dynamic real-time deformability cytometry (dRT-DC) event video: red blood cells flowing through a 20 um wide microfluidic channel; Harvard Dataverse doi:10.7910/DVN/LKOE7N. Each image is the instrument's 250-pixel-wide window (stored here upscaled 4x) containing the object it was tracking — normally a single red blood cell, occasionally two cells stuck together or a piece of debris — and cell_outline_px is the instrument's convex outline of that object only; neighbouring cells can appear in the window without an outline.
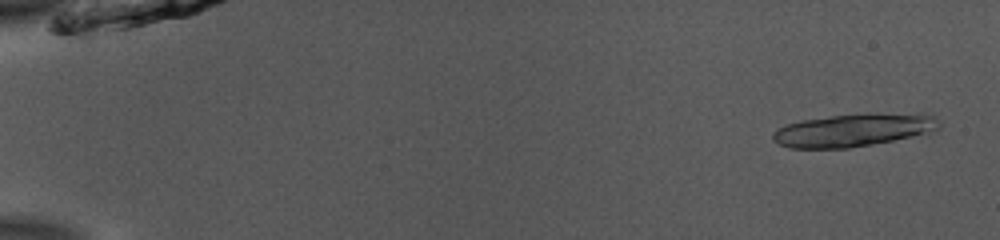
{"species": "common noctule bat (a hibernating species)", "species_latin": "Nyctalus noctula", "temperature_condition": "room temperature", "stored_images_in_passage": 27, "camera_frame_rate_fps": 3000, "um_per_image_px": 0.085, "animal": {"sex": "male", "body_mass_g": 13.0, "forearm_length_mm": 53.1}, "frame": {"image": 1, "passage_image": 3, "time_ms": 0.667, "image_size_px": [1000, 240], "cell_outline_px": [[940, 128], [892, 140], [848, 148], [788, 148], [772, 140], [772, 132], [776, 128], [788, 124], [804, 120], [832, 116], [920, 112], [924, 112], [936, 116], [940, 124]], "centroid_in_image_um": [72.52, 11.05], "position_along_channel_um": 12.5, "area_um2": 31.33}}